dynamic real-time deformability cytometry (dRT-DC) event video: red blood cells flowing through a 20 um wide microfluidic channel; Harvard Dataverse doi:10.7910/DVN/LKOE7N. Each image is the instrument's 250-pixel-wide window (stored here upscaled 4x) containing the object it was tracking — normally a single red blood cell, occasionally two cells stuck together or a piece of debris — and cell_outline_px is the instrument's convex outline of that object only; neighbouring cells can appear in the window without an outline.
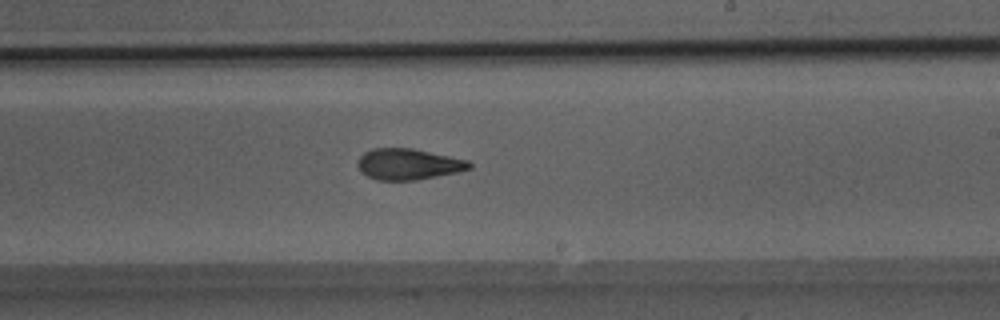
{"species": "Egyptian fruit bat (a non-hibernating species)", "species_latin": "Rousettus aegyptiacus", "temperature_condition": "room temperature", "stored_images_in_passage": 35, "camera_frame_rate_fps": 3000, "um_per_image_px": 0.085, "animal": {"sex": "male"}, "frame": {"image": 1, "passage_image": 20, "time_ms": 6.333, "image_size_px": [1000, 320], "cell_outline_px": [[472, 168], [456, 172], [416, 180], [376, 180], [368, 176], [356, 164], [356, 160], [364, 152], [372, 148], [412, 148], [468, 160], [472, 164]], "centroid_in_image_um": [34.69, 13.94], "position_along_channel_um": 254.3, "area_um2": 20.11}}
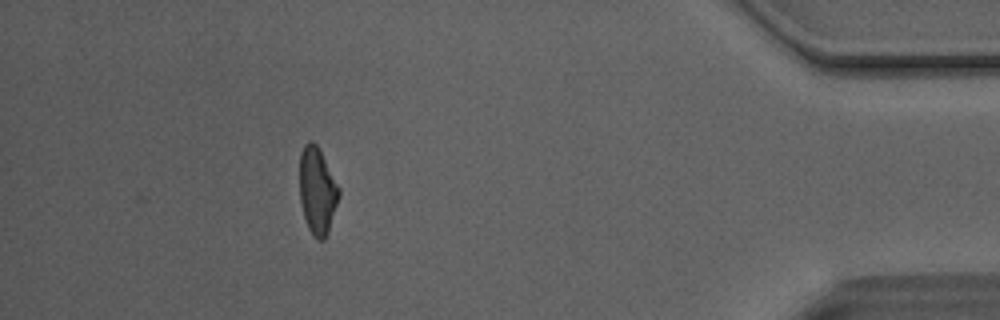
{"frame": {"image": 2, "passage_image": 35, "time_ms": 11.333, "image_size_px": [1000, 320], "cell_outline_px": [[340, 196], [328, 232], [324, 240], [316, 240], [312, 236], [308, 228], [304, 216], [300, 200], [300, 152], [304, 144], [308, 140], [312, 140], [316, 144], [340, 188]], "centroid_in_image_um": [26.97, 16.23], "position_along_channel_um": 408.2, "area_um2": 19.94}, "authors_computed_cell_mechanics": {"area_um2": 20.4612, "velocity_mm_per_s": 4.1332, "shape_relaxation_time_tau1_ms": 10.9309, "shape_relaxation_time_tau2_ms": 2.8082, "deformation_change_tau1": 0.263, "deformation_change_tau2": 0.121}}